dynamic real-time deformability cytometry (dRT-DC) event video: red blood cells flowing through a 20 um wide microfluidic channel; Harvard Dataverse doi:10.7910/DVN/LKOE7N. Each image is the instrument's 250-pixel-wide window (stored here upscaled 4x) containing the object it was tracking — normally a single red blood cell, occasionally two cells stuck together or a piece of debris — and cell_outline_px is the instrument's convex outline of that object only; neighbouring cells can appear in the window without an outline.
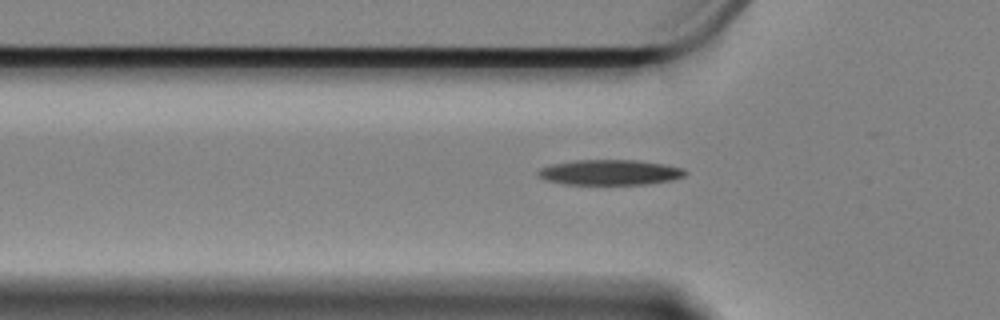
{"species": "Egyptian fruit bat (a non-hibernating species)", "species_latin": "Rousettus aegyptiacus", "temperature_condition": "cold", "stored_images_in_passage": 35, "camera_frame_rate_fps": 3000, "um_per_image_px": 0.085, "animal": {"sex": "female"}, "frame": {"image": 1, "passage_image": 7, "time_ms": 2.0, "image_size_px": [1000, 320], "cell_outline_px": [[688, 172], [684, 176], [672, 180], [644, 184], [568, 184], [548, 180], [540, 176], [536, 172], [540, 168], [552, 164], [576, 160], [636, 160], [664, 164], [684, 168]], "centroid_in_image_um": [51.89, 14.64], "position_along_channel_um": 73.9, "area_um2": 21.5}}
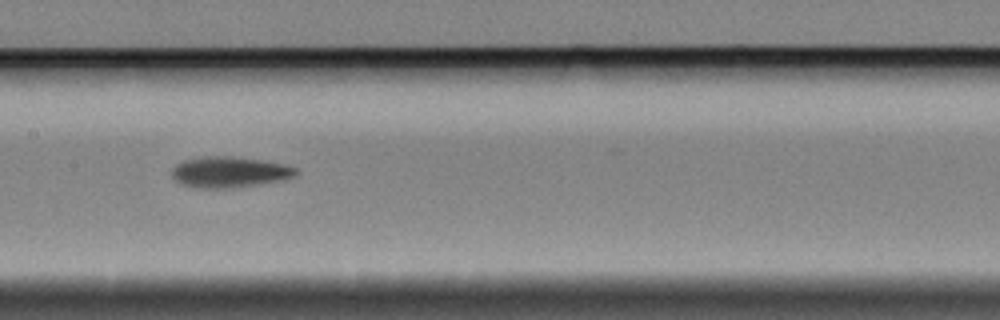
{"frame": {"image": 2, "passage_image": 20, "time_ms": 6.333, "image_size_px": [1000, 320], "cell_outline_px": [[296, 172], [292, 176], [276, 180], [256, 184], [228, 188], [200, 188], [180, 184], [172, 176], [172, 168], [176, 164], [184, 160], [208, 156], [224, 156], [260, 160], [284, 164], [296, 168]], "centroid_in_image_um": [19.41, 14.62], "position_along_channel_um": 188.0, "area_um2": 21.68}}
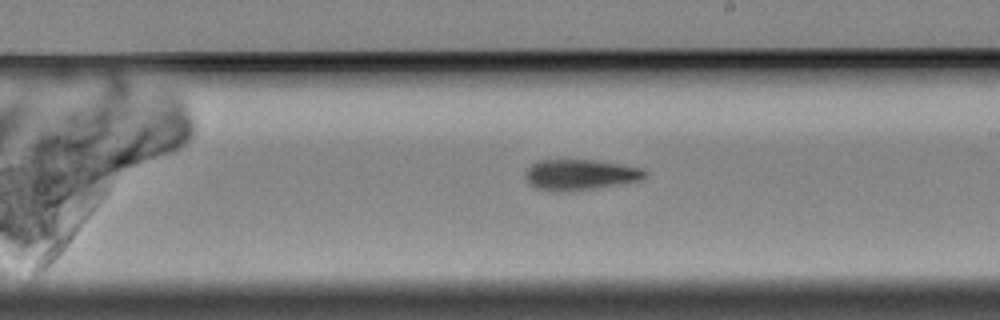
{"frame": {"image": 3, "passage_image": 26, "time_ms": 8.333, "image_size_px": [1000, 320], "cell_outline_px": [[648, 172], [640, 180], [568, 192], [552, 192], [536, 188], [528, 180], [528, 168], [532, 164], [540, 160], [592, 160], [640, 168]], "centroid_in_image_um": [49.29, 14.86], "position_along_channel_um": 239.7, "area_um2": 20.75}}